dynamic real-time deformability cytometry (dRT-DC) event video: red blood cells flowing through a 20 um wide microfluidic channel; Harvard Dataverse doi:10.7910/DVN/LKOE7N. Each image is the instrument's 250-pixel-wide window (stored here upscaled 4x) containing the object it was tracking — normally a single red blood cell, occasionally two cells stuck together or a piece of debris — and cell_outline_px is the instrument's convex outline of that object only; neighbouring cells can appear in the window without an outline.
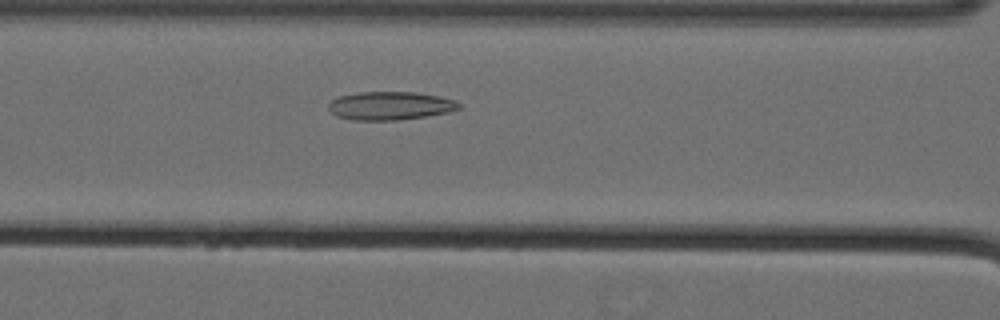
{"species": "Egyptian fruit bat (a non-hibernating species)", "species_latin": "Rousettus aegyptiacus", "temperature_condition": "cold", "stored_images_in_passage": 45, "camera_frame_rate_fps": 3000, "um_per_image_px": 0.085, "animal": {"sex": "female"}, "frame": {"image": 1, "passage_image": 16, "time_ms": 5.0, "image_size_px": [1000, 320], "cell_outline_px": [[460, 108], [448, 112], [424, 116], [396, 120], [352, 120], [336, 116], [328, 108], [328, 104], [332, 100], [340, 96], [356, 92], [416, 92], [440, 96], [456, 100], [460, 104]], "centroid_in_image_um": [33.16, 8.98], "position_along_channel_um": 133.4, "area_um2": 21.5}}
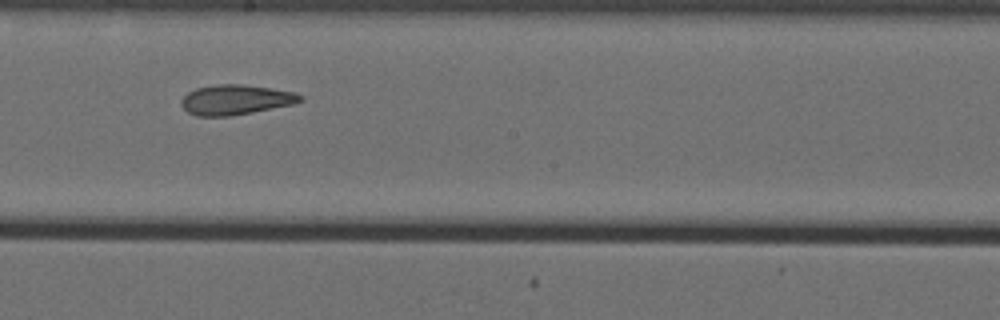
{"frame": {"image": 2, "passage_image": 24, "time_ms": 7.667, "image_size_px": [1000, 320], "cell_outline_px": [[304, 100], [296, 104], [252, 112], [228, 116], [196, 116], [188, 112], [180, 104], [180, 100], [188, 92], [196, 88], [216, 84], [240, 84], [296, 92], [304, 96]], "centroid_in_image_um": [20.05, 8.48], "position_along_channel_um": 228.1, "area_um2": 20.87}}
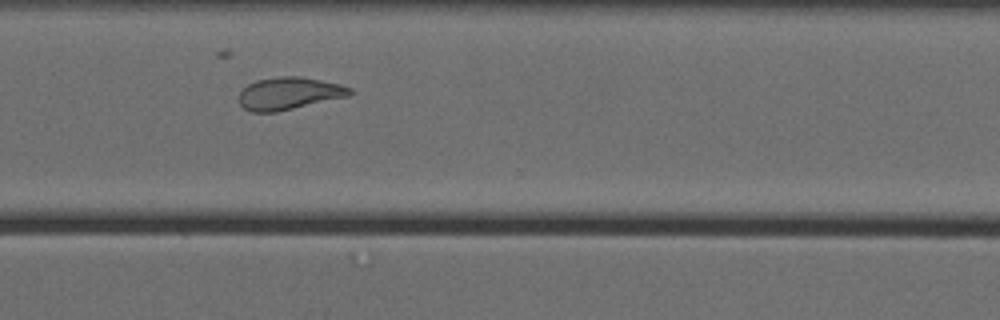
{"frame": {"image": 3, "passage_image": 34, "time_ms": 11.0, "image_size_px": [1000, 320], "cell_outline_px": [[352, 92], [348, 96], [276, 112], [252, 112], [244, 108], [240, 104], [240, 92], [248, 84], [256, 80], [280, 76], [300, 76], [340, 84], [352, 88]], "centroid_in_image_um": [24.56, 7.93], "position_along_channel_um": 346.0, "area_um2": 20.75}, "authors_computed_cell_mechanics": {"area_um2": 20.4612, "velocity_mm_per_s": 3.5532, "shape_relaxation_time_tau1_ms": null, "shape_relaxation_time_tau2_ms": 2.8104, "deformation_change_tau1": null, "deformation_change_tau2": 0.1084}}